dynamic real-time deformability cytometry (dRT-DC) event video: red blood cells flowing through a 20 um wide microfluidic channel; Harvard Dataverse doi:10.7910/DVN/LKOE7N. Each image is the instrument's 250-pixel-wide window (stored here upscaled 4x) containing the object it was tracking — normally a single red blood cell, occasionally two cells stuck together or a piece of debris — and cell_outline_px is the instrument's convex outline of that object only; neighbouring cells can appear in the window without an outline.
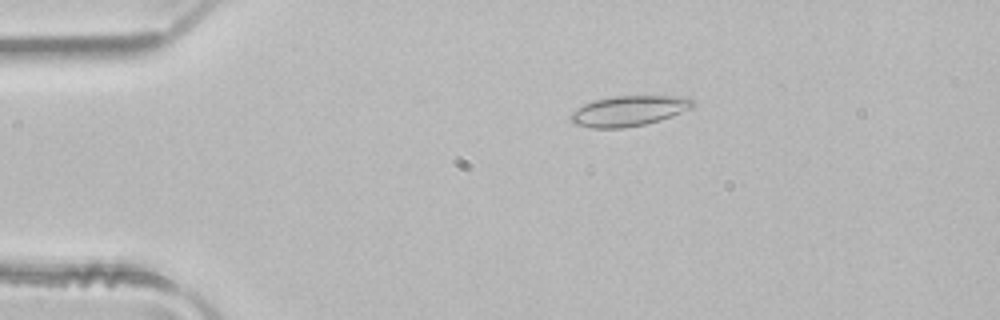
{"species": "common noctule bat (a hibernating species)", "species_latin": "Nyctalus noctula", "temperature_condition": "room temperature", "stored_images_in_passage": 2, "camera_frame_rate_fps": 3000, "um_per_image_px": 0.085, "animal": {"sex": "male", "body_mass_g": 21.5, "forearm_length_mm": 52.0}, "frame": {"image": 1, "passage_image": 1, "time_ms": 0.0, "image_size_px": [1000, 320], "cell_outline_px": [[696, 104], [692, 108], [672, 116], [660, 120], [644, 124], [624, 128], [592, 128], [572, 124], [568, 120], [568, 116], [576, 108], [584, 104], [596, 100], [612, 96], [684, 96], [692, 100]], "centroid_in_image_um": [53.41, 9.43], "position_along_channel_um": 31.6, "area_um2": 21.79}}